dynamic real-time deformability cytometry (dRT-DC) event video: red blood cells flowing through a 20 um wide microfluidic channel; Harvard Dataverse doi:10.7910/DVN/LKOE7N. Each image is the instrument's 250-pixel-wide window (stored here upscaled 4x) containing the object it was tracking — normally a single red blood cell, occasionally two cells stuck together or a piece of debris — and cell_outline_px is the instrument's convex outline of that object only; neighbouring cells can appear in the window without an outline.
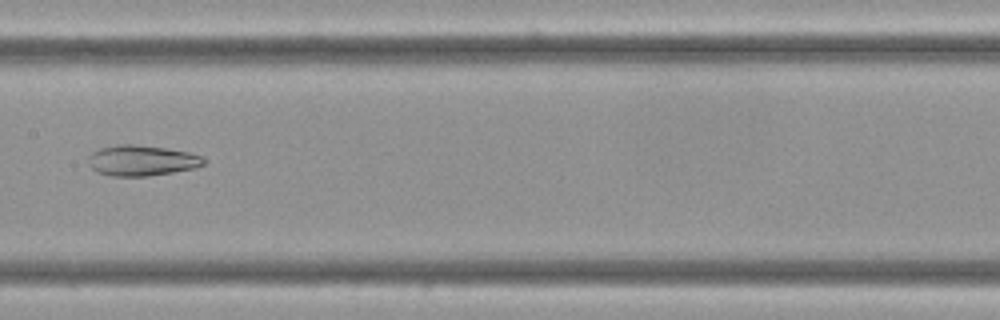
{"species": "Egyptian fruit bat (a non-hibernating species)", "species_latin": "Rousettus aegyptiacus", "temperature_condition": "cold", "stored_images_in_passage": 8, "camera_frame_rate_fps": 3000, "um_per_image_px": 0.085, "frame": {"image": 1, "passage_image": 7, "time_ms": 2.0, "image_size_px": [1000, 320], "cell_outline_px": [[204, 164], [196, 168], [148, 176], [112, 176], [96, 172], [88, 164], [88, 156], [92, 152], [100, 148], [120, 144], [136, 144], [164, 148], [188, 152], [204, 156]], "centroid_in_image_um": [12.03, 13.64], "position_along_channel_um": 195.4, "area_um2": 20.63}}
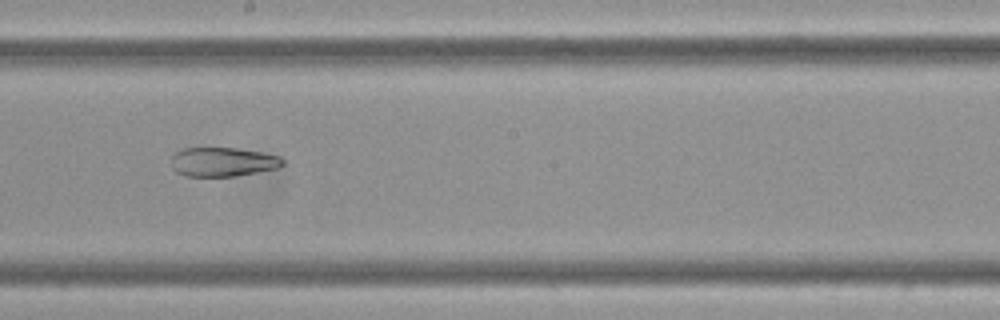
{"frame": {"image": 2, "passage_image": 8, "time_ms": 2.333, "image_size_px": [1000, 320], "cell_outline_px": [[284, 164], [276, 168], [256, 172], [232, 176], [184, 176], [176, 172], [172, 168], [172, 156], [176, 152], [184, 148], [236, 148], [260, 152], [280, 156], [284, 160]], "centroid_in_image_um": [18.92, 13.76], "position_along_channel_um": 229.3, "area_um2": 18.79}}